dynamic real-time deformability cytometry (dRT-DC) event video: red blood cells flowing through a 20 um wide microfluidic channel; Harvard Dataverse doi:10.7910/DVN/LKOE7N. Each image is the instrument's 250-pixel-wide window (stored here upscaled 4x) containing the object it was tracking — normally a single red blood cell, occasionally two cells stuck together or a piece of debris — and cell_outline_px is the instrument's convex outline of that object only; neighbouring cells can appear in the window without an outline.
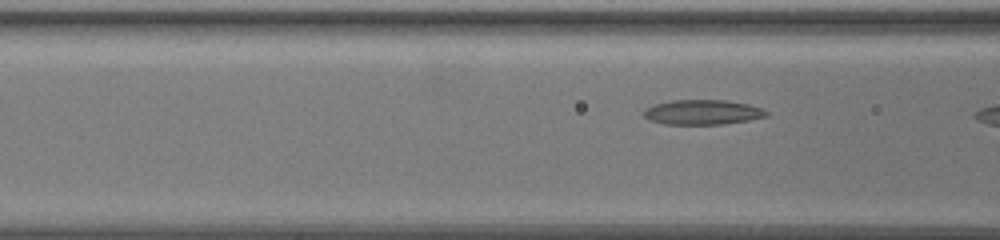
{"species": "common noctule bat (a hibernating species)", "species_latin": "Nyctalus noctula", "temperature_condition": "warm", "stored_images_in_passage": 10, "camera_frame_rate_fps": 3000, "um_per_image_px": 0.085, "animal": {"sex": "female", "body_mass_g": 19.5, "forearm_length_mm": 54.1}, "frame": {"image": 1, "passage_image": 9, "time_ms": 2.667, "image_size_px": [1000, 240], "cell_outline_px": [[768, 116], [748, 120], [724, 124], [664, 124], [652, 120], [644, 116], [644, 108], [656, 104], [672, 100], [724, 100], [748, 104], [760, 108], [768, 112]], "centroid_in_image_um": [59.72, 9.53], "position_along_channel_um": 106.9, "area_um2": 17.57}}